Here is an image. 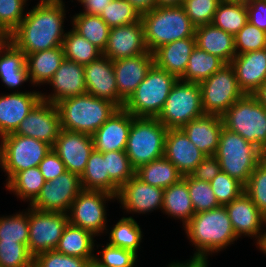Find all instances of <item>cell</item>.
<instances>
[{
    "instance_id": "cell-1",
    "label": "cell",
    "mask_w": 266,
    "mask_h": 267,
    "mask_svg": "<svg viewBox=\"0 0 266 267\" xmlns=\"http://www.w3.org/2000/svg\"><path fill=\"white\" fill-rule=\"evenodd\" d=\"M65 9L63 1H39L26 11L19 26L10 34V41L25 55L62 46L66 35Z\"/></svg>"
},
{
    "instance_id": "cell-2",
    "label": "cell",
    "mask_w": 266,
    "mask_h": 267,
    "mask_svg": "<svg viewBox=\"0 0 266 267\" xmlns=\"http://www.w3.org/2000/svg\"><path fill=\"white\" fill-rule=\"evenodd\" d=\"M186 236L196 251L190 260H207L212 253L226 249L238 237L234 233L225 206L195 213L184 226Z\"/></svg>"
},
{
    "instance_id": "cell-3",
    "label": "cell",
    "mask_w": 266,
    "mask_h": 267,
    "mask_svg": "<svg viewBox=\"0 0 266 267\" xmlns=\"http://www.w3.org/2000/svg\"><path fill=\"white\" fill-rule=\"evenodd\" d=\"M61 129L93 135L119 108L91 94L72 96L56 103Z\"/></svg>"
},
{
    "instance_id": "cell-4",
    "label": "cell",
    "mask_w": 266,
    "mask_h": 267,
    "mask_svg": "<svg viewBox=\"0 0 266 267\" xmlns=\"http://www.w3.org/2000/svg\"><path fill=\"white\" fill-rule=\"evenodd\" d=\"M145 43L153 53L160 46L195 36L196 26L188 18L182 5L157 6L141 14Z\"/></svg>"
},
{
    "instance_id": "cell-5",
    "label": "cell",
    "mask_w": 266,
    "mask_h": 267,
    "mask_svg": "<svg viewBox=\"0 0 266 267\" xmlns=\"http://www.w3.org/2000/svg\"><path fill=\"white\" fill-rule=\"evenodd\" d=\"M214 156L218 159L221 171L236 178L243 185L248 182L251 173L262 161L258 147L225 127L220 132Z\"/></svg>"
},
{
    "instance_id": "cell-6",
    "label": "cell",
    "mask_w": 266,
    "mask_h": 267,
    "mask_svg": "<svg viewBox=\"0 0 266 267\" xmlns=\"http://www.w3.org/2000/svg\"><path fill=\"white\" fill-rule=\"evenodd\" d=\"M177 80L176 76L154 64L123 108L134 117L157 118Z\"/></svg>"
},
{
    "instance_id": "cell-7",
    "label": "cell",
    "mask_w": 266,
    "mask_h": 267,
    "mask_svg": "<svg viewBox=\"0 0 266 267\" xmlns=\"http://www.w3.org/2000/svg\"><path fill=\"white\" fill-rule=\"evenodd\" d=\"M167 131L157 118L135 117L132 120L125 152L135 170L164 157Z\"/></svg>"
},
{
    "instance_id": "cell-8",
    "label": "cell",
    "mask_w": 266,
    "mask_h": 267,
    "mask_svg": "<svg viewBox=\"0 0 266 267\" xmlns=\"http://www.w3.org/2000/svg\"><path fill=\"white\" fill-rule=\"evenodd\" d=\"M221 118L223 127L241 135L260 150L266 143V108L253 95L244 94Z\"/></svg>"
},
{
    "instance_id": "cell-9",
    "label": "cell",
    "mask_w": 266,
    "mask_h": 267,
    "mask_svg": "<svg viewBox=\"0 0 266 267\" xmlns=\"http://www.w3.org/2000/svg\"><path fill=\"white\" fill-rule=\"evenodd\" d=\"M0 167L8 183L19 171L37 167L52 147L32 137L13 133L0 138Z\"/></svg>"
},
{
    "instance_id": "cell-10",
    "label": "cell",
    "mask_w": 266,
    "mask_h": 267,
    "mask_svg": "<svg viewBox=\"0 0 266 267\" xmlns=\"http://www.w3.org/2000/svg\"><path fill=\"white\" fill-rule=\"evenodd\" d=\"M204 114L199 83L178 79L157 119L167 129H180Z\"/></svg>"
},
{
    "instance_id": "cell-11",
    "label": "cell",
    "mask_w": 266,
    "mask_h": 267,
    "mask_svg": "<svg viewBox=\"0 0 266 267\" xmlns=\"http://www.w3.org/2000/svg\"><path fill=\"white\" fill-rule=\"evenodd\" d=\"M202 108L205 114L222 116L244 93L238 86L233 67L224 65L199 83Z\"/></svg>"
},
{
    "instance_id": "cell-12",
    "label": "cell",
    "mask_w": 266,
    "mask_h": 267,
    "mask_svg": "<svg viewBox=\"0 0 266 267\" xmlns=\"http://www.w3.org/2000/svg\"><path fill=\"white\" fill-rule=\"evenodd\" d=\"M116 199V196L94 190H82L72 202L69 209V223L99 236L107 230L106 201Z\"/></svg>"
},
{
    "instance_id": "cell-13",
    "label": "cell",
    "mask_w": 266,
    "mask_h": 267,
    "mask_svg": "<svg viewBox=\"0 0 266 267\" xmlns=\"http://www.w3.org/2000/svg\"><path fill=\"white\" fill-rule=\"evenodd\" d=\"M68 223V214L29 207L30 254L35 258L40 253L55 250Z\"/></svg>"
},
{
    "instance_id": "cell-14",
    "label": "cell",
    "mask_w": 266,
    "mask_h": 267,
    "mask_svg": "<svg viewBox=\"0 0 266 267\" xmlns=\"http://www.w3.org/2000/svg\"><path fill=\"white\" fill-rule=\"evenodd\" d=\"M80 176L66 171L51 181H46L30 207L45 212L67 214L72 202L82 191Z\"/></svg>"
},
{
    "instance_id": "cell-15",
    "label": "cell",
    "mask_w": 266,
    "mask_h": 267,
    "mask_svg": "<svg viewBox=\"0 0 266 267\" xmlns=\"http://www.w3.org/2000/svg\"><path fill=\"white\" fill-rule=\"evenodd\" d=\"M60 130V114L56 104L41 99L14 133L32 137L53 147Z\"/></svg>"
},
{
    "instance_id": "cell-16",
    "label": "cell",
    "mask_w": 266,
    "mask_h": 267,
    "mask_svg": "<svg viewBox=\"0 0 266 267\" xmlns=\"http://www.w3.org/2000/svg\"><path fill=\"white\" fill-rule=\"evenodd\" d=\"M52 149L67 171L81 176L94 145L91 135L61 129Z\"/></svg>"
},
{
    "instance_id": "cell-17",
    "label": "cell",
    "mask_w": 266,
    "mask_h": 267,
    "mask_svg": "<svg viewBox=\"0 0 266 267\" xmlns=\"http://www.w3.org/2000/svg\"><path fill=\"white\" fill-rule=\"evenodd\" d=\"M163 192L164 189L151 186L134 175L120 188L116 199L126 212L145 214L162 209Z\"/></svg>"
},
{
    "instance_id": "cell-18",
    "label": "cell",
    "mask_w": 266,
    "mask_h": 267,
    "mask_svg": "<svg viewBox=\"0 0 266 267\" xmlns=\"http://www.w3.org/2000/svg\"><path fill=\"white\" fill-rule=\"evenodd\" d=\"M86 92L99 99L114 103L123 108L119 99L113 61L101 55L96 60L84 66Z\"/></svg>"
},
{
    "instance_id": "cell-19",
    "label": "cell",
    "mask_w": 266,
    "mask_h": 267,
    "mask_svg": "<svg viewBox=\"0 0 266 267\" xmlns=\"http://www.w3.org/2000/svg\"><path fill=\"white\" fill-rule=\"evenodd\" d=\"M225 208L236 236L240 238L244 234L243 236L256 238L257 244L265 233L262 227L266 226V217L250 197L242 192L236 199L225 205Z\"/></svg>"
},
{
    "instance_id": "cell-20",
    "label": "cell",
    "mask_w": 266,
    "mask_h": 267,
    "mask_svg": "<svg viewBox=\"0 0 266 267\" xmlns=\"http://www.w3.org/2000/svg\"><path fill=\"white\" fill-rule=\"evenodd\" d=\"M148 52L143 22L140 20L133 24L110 28L108 43L103 55L115 61Z\"/></svg>"
},
{
    "instance_id": "cell-21",
    "label": "cell",
    "mask_w": 266,
    "mask_h": 267,
    "mask_svg": "<svg viewBox=\"0 0 266 267\" xmlns=\"http://www.w3.org/2000/svg\"><path fill=\"white\" fill-rule=\"evenodd\" d=\"M154 65L151 52L113 61L119 99L125 103Z\"/></svg>"
},
{
    "instance_id": "cell-22",
    "label": "cell",
    "mask_w": 266,
    "mask_h": 267,
    "mask_svg": "<svg viewBox=\"0 0 266 267\" xmlns=\"http://www.w3.org/2000/svg\"><path fill=\"white\" fill-rule=\"evenodd\" d=\"M40 100L41 91L36 90L0 95V138L15 132Z\"/></svg>"
},
{
    "instance_id": "cell-23",
    "label": "cell",
    "mask_w": 266,
    "mask_h": 267,
    "mask_svg": "<svg viewBox=\"0 0 266 267\" xmlns=\"http://www.w3.org/2000/svg\"><path fill=\"white\" fill-rule=\"evenodd\" d=\"M135 117L119 108L92 135L94 150L98 152L125 150L132 120Z\"/></svg>"
},
{
    "instance_id": "cell-24",
    "label": "cell",
    "mask_w": 266,
    "mask_h": 267,
    "mask_svg": "<svg viewBox=\"0 0 266 267\" xmlns=\"http://www.w3.org/2000/svg\"><path fill=\"white\" fill-rule=\"evenodd\" d=\"M47 84L54 88V92L49 95L41 93V99L53 104L68 97L85 94L84 66L64 59Z\"/></svg>"
},
{
    "instance_id": "cell-25",
    "label": "cell",
    "mask_w": 266,
    "mask_h": 267,
    "mask_svg": "<svg viewBox=\"0 0 266 267\" xmlns=\"http://www.w3.org/2000/svg\"><path fill=\"white\" fill-rule=\"evenodd\" d=\"M164 156L176 166L182 176L190 175L206 157L181 128L168 129Z\"/></svg>"
},
{
    "instance_id": "cell-26",
    "label": "cell",
    "mask_w": 266,
    "mask_h": 267,
    "mask_svg": "<svg viewBox=\"0 0 266 267\" xmlns=\"http://www.w3.org/2000/svg\"><path fill=\"white\" fill-rule=\"evenodd\" d=\"M230 65L241 91L252 95L266 80V48L237 54Z\"/></svg>"
},
{
    "instance_id": "cell-27",
    "label": "cell",
    "mask_w": 266,
    "mask_h": 267,
    "mask_svg": "<svg viewBox=\"0 0 266 267\" xmlns=\"http://www.w3.org/2000/svg\"><path fill=\"white\" fill-rule=\"evenodd\" d=\"M222 128L223 121L220 116L204 114L191 120L181 129L202 153L211 156L217 150Z\"/></svg>"
},
{
    "instance_id": "cell-28",
    "label": "cell",
    "mask_w": 266,
    "mask_h": 267,
    "mask_svg": "<svg viewBox=\"0 0 266 267\" xmlns=\"http://www.w3.org/2000/svg\"><path fill=\"white\" fill-rule=\"evenodd\" d=\"M195 47V36L160 46L153 52L154 64L180 79L186 71L189 57Z\"/></svg>"
},
{
    "instance_id": "cell-29",
    "label": "cell",
    "mask_w": 266,
    "mask_h": 267,
    "mask_svg": "<svg viewBox=\"0 0 266 267\" xmlns=\"http://www.w3.org/2000/svg\"><path fill=\"white\" fill-rule=\"evenodd\" d=\"M196 46L207 53L218 56L230 64L236 56L234 35L225 32L212 23L200 25L195 30Z\"/></svg>"
},
{
    "instance_id": "cell-30",
    "label": "cell",
    "mask_w": 266,
    "mask_h": 267,
    "mask_svg": "<svg viewBox=\"0 0 266 267\" xmlns=\"http://www.w3.org/2000/svg\"><path fill=\"white\" fill-rule=\"evenodd\" d=\"M0 78L9 89H16L28 82L26 55L11 41L0 44Z\"/></svg>"
},
{
    "instance_id": "cell-31",
    "label": "cell",
    "mask_w": 266,
    "mask_h": 267,
    "mask_svg": "<svg viewBox=\"0 0 266 267\" xmlns=\"http://www.w3.org/2000/svg\"><path fill=\"white\" fill-rule=\"evenodd\" d=\"M65 59L63 47L37 51L26 55V66L32 85L47 84Z\"/></svg>"
},
{
    "instance_id": "cell-32",
    "label": "cell",
    "mask_w": 266,
    "mask_h": 267,
    "mask_svg": "<svg viewBox=\"0 0 266 267\" xmlns=\"http://www.w3.org/2000/svg\"><path fill=\"white\" fill-rule=\"evenodd\" d=\"M162 212L182 221L183 227L194 216V207L187 187V175L164 189Z\"/></svg>"
},
{
    "instance_id": "cell-33",
    "label": "cell",
    "mask_w": 266,
    "mask_h": 267,
    "mask_svg": "<svg viewBox=\"0 0 266 267\" xmlns=\"http://www.w3.org/2000/svg\"><path fill=\"white\" fill-rule=\"evenodd\" d=\"M94 237L91 232L68 223L55 250L64 255L94 261Z\"/></svg>"
},
{
    "instance_id": "cell-34",
    "label": "cell",
    "mask_w": 266,
    "mask_h": 267,
    "mask_svg": "<svg viewBox=\"0 0 266 267\" xmlns=\"http://www.w3.org/2000/svg\"><path fill=\"white\" fill-rule=\"evenodd\" d=\"M83 190L104 191L117 197L120 188L109 178L102 152L93 150L80 176Z\"/></svg>"
},
{
    "instance_id": "cell-35",
    "label": "cell",
    "mask_w": 266,
    "mask_h": 267,
    "mask_svg": "<svg viewBox=\"0 0 266 267\" xmlns=\"http://www.w3.org/2000/svg\"><path fill=\"white\" fill-rule=\"evenodd\" d=\"M135 175L145 183L165 189L177 183L183 176L165 156L140 166Z\"/></svg>"
},
{
    "instance_id": "cell-36",
    "label": "cell",
    "mask_w": 266,
    "mask_h": 267,
    "mask_svg": "<svg viewBox=\"0 0 266 267\" xmlns=\"http://www.w3.org/2000/svg\"><path fill=\"white\" fill-rule=\"evenodd\" d=\"M72 19V28L102 52L106 49L110 27L99 15H90L83 12L75 14Z\"/></svg>"
},
{
    "instance_id": "cell-37",
    "label": "cell",
    "mask_w": 266,
    "mask_h": 267,
    "mask_svg": "<svg viewBox=\"0 0 266 267\" xmlns=\"http://www.w3.org/2000/svg\"><path fill=\"white\" fill-rule=\"evenodd\" d=\"M226 63L218 56L207 53L197 46L189 57V62L180 80L200 83L220 70Z\"/></svg>"
},
{
    "instance_id": "cell-38",
    "label": "cell",
    "mask_w": 266,
    "mask_h": 267,
    "mask_svg": "<svg viewBox=\"0 0 266 267\" xmlns=\"http://www.w3.org/2000/svg\"><path fill=\"white\" fill-rule=\"evenodd\" d=\"M46 180L37 167L19 171L8 183L6 188L14 193L17 198L29 201L31 204L38 196Z\"/></svg>"
},
{
    "instance_id": "cell-39",
    "label": "cell",
    "mask_w": 266,
    "mask_h": 267,
    "mask_svg": "<svg viewBox=\"0 0 266 267\" xmlns=\"http://www.w3.org/2000/svg\"><path fill=\"white\" fill-rule=\"evenodd\" d=\"M65 59L80 65H88L103 55V52L73 28L66 32L62 43Z\"/></svg>"
},
{
    "instance_id": "cell-40",
    "label": "cell",
    "mask_w": 266,
    "mask_h": 267,
    "mask_svg": "<svg viewBox=\"0 0 266 267\" xmlns=\"http://www.w3.org/2000/svg\"><path fill=\"white\" fill-rule=\"evenodd\" d=\"M248 22L247 6L243 3L221 1L212 24L227 33L236 35Z\"/></svg>"
},
{
    "instance_id": "cell-41",
    "label": "cell",
    "mask_w": 266,
    "mask_h": 267,
    "mask_svg": "<svg viewBox=\"0 0 266 267\" xmlns=\"http://www.w3.org/2000/svg\"><path fill=\"white\" fill-rule=\"evenodd\" d=\"M109 231V243L112 246L120 247L138 253L142 231L132 216L122 217Z\"/></svg>"
},
{
    "instance_id": "cell-42",
    "label": "cell",
    "mask_w": 266,
    "mask_h": 267,
    "mask_svg": "<svg viewBox=\"0 0 266 267\" xmlns=\"http://www.w3.org/2000/svg\"><path fill=\"white\" fill-rule=\"evenodd\" d=\"M27 211L0 217V242H18L28 246L29 208Z\"/></svg>"
},
{
    "instance_id": "cell-43",
    "label": "cell",
    "mask_w": 266,
    "mask_h": 267,
    "mask_svg": "<svg viewBox=\"0 0 266 267\" xmlns=\"http://www.w3.org/2000/svg\"><path fill=\"white\" fill-rule=\"evenodd\" d=\"M99 16L110 28L133 24L141 20V13L127 0H111Z\"/></svg>"
},
{
    "instance_id": "cell-44",
    "label": "cell",
    "mask_w": 266,
    "mask_h": 267,
    "mask_svg": "<svg viewBox=\"0 0 266 267\" xmlns=\"http://www.w3.org/2000/svg\"><path fill=\"white\" fill-rule=\"evenodd\" d=\"M103 157L106 160L109 178L119 188L135 175V169L131 165L125 150L105 152Z\"/></svg>"
},
{
    "instance_id": "cell-45",
    "label": "cell",
    "mask_w": 266,
    "mask_h": 267,
    "mask_svg": "<svg viewBox=\"0 0 266 267\" xmlns=\"http://www.w3.org/2000/svg\"><path fill=\"white\" fill-rule=\"evenodd\" d=\"M187 187L195 213L209 211L220 206L210 182L197 180L187 175Z\"/></svg>"
},
{
    "instance_id": "cell-46",
    "label": "cell",
    "mask_w": 266,
    "mask_h": 267,
    "mask_svg": "<svg viewBox=\"0 0 266 267\" xmlns=\"http://www.w3.org/2000/svg\"><path fill=\"white\" fill-rule=\"evenodd\" d=\"M101 254L95 255L93 267H134L137 262V254L120 247L112 246L109 243L98 251ZM99 257V258H98Z\"/></svg>"
},
{
    "instance_id": "cell-47",
    "label": "cell",
    "mask_w": 266,
    "mask_h": 267,
    "mask_svg": "<svg viewBox=\"0 0 266 267\" xmlns=\"http://www.w3.org/2000/svg\"><path fill=\"white\" fill-rule=\"evenodd\" d=\"M244 192L266 217V161H261L251 173Z\"/></svg>"
},
{
    "instance_id": "cell-48",
    "label": "cell",
    "mask_w": 266,
    "mask_h": 267,
    "mask_svg": "<svg viewBox=\"0 0 266 267\" xmlns=\"http://www.w3.org/2000/svg\"><path fill=\"white\" fill-rule=\"evenodd\" d=\"M0 267H34V257L27 245L0 242Z\"/></svg>"
},
{
    "instance_id": "cell-49",
    "label": "cell",
    "mask_w": 266,
    "mask_h": 267,
    "mask_svg": "<svg viewBox=\"0 0 266 267\" xmlns=\"http://www.w3.org/2000/svg\"><path fill=\"white\" fill-rule=\"evenodd\" d=\"M216 200L219 205L225 206L236 199L244 192V185L236 178L230 177L223 171H220L212 181H210Z\"/></svg>"
},
{
    "instance_id": "cell-50",
    "label": "cell",
    "mask_w": 266,
    "mask_h": 267,
    "mask_svg": "<svg viewBox=\"0 0 266 267\" xmlns=\"http://www.w3.org/2000/svg\"><path fill=\"white\" fill-rule=\"evenodd\" d=\"M236 55L266 48V32L247 22L234 35Z\"/></svg>"
},
{
    "instance_id": "cell-51",
    "label": "cell",
    "mask_w": 266,
    "mask_h": 267,
    "mask_svg": "<svg viewBox=\"0 0 266 267\" xmlns=\"http://www.w3.org/2000/svg\"><path fill=\"white\" fill-rule=\"evenodd\" d=\"M222 0H184V7L188 18L197 27L212 23L214 14Z\"/></svg>"
},
{
    "instance_id": "cell-52",
    "label": "cell",
    "mask_w": 266,
    "mask_h": 267,
    "mask_svg": "<svg viewBox=\"0 0 266 267\" xmlns=\"http://www.w3.org/2000/svg\"><path fill=\"white\" fill-rule=\"evenodd\" d=\"M28 0H0V25L10 35L27 13L24 7Z\"/></svg>"
},
{
    "instance_id": "cell-53",
    "label": "cell",
    "mask_w": 266,
    "mask_h": 267,
    "mask_svg": "<svg viewBox=\"0 0 266 267\" xmlns=\"http://www.w3.org/2000/svg\"><path fill=\"white\" fill-rule=\"evenodd\" d=\"M93 262L50 250L40 253L34 258V267H93Z\"/></svg>"
},
{
    "instance_id": "cell-54",
    "label": "cell",
    "mask_w": 266,
    "mask_h": 267,
    "mask_svg": "<svg viewBox=\"0 0 266 267\" xmlns=\"http://www.w3.org/2000/svg\"><path fill=\"white\" fill-rule=\"evenodd\" d=\"M38 168L46 181H51L67 171L64 163L53 149L43 158Z\"/></svg>"
},
{
    "instance_id": "cell-55",
    "label": "cell",
    "mask_w": 266,
    "mask_h": 267,
    "mask_svg": "<svg viewBox=\"0 0 266 267\" xmlns=\"http://www.w3.org/2000/svg\"><path fill=\"white\" fill-rule=\"evenodd\" d=\"M221 171L218 159L214 156H206L190 174L197 180L210 182Z\"/></svg>"
},
{
    "instance_id": "cell-56",
    "label": "cell",
    "mask_w": 266,
    "mask_h": 267,
    "mask_svg": "<svg viewBox=\"0 0 266 267\" xmlns=\"http://www.w3.org/2000/svg\"><path fill=\"white\" fill-rule=\"evenodd\" d=\"M246 6L248 22L266 32V0H250Z\"/></svg>"
},
{
    "instance_id": "cell-57",
    "label": "cell",
    "mask_w": 266,
    "mask_h": 267,
    "mask_svg": "<svg viewBox=\"0 0 266 267\" xmlns=\"http://www.w3.org/2000/svg\"><path fill=\"white\" fill-rule=\"evenodd\" d=\"M111 0H83V13L90 15H100L103 9L109 4Z\"/></svg>"
},
{
    "instance_id": "cell-58",
    "label": "cell",
    "mask_w": 266,
    "mask_h": 267,
    "mask_svg": "<svg viewBox=\"0 0 266 267\" xmlns=\"http://www.w3.org/2000/svg\"><path fill=\"white\" fill-rule=\"evenodd\" d=\"M127 1L130 2L133 5V7L141 14L157 7L156 0H127Z\"/></svg>"
},
{
    "instance_id": "cell-59",
    "label": "cell",
    "mask_w": 266,
    "mask_h": 267,
    "mask_svg": "<svg viewBox=\"0 0 266 267\" xmlns=\"http://www.w3.org/2000/svg\"><path fill=\"white\" fill-rule=\"evenodd\" d=\"M168 267H208V260H188L184 263L173 262Z\"/></svg>"
},
{
    "instance_id": "cell-60",
    "label": "cell",
    "mask_w": 266,
    "mask_h": 267,
    "mask_svg": "<svg viewBox=\"0 0 266 267\" xmlns=\"http://www.w3.org/2000/svg\"><path fill=\"white\" fill-rule=\"evenodd\" d=\"M266 108V80L252 94Z\"/></svg>"
},
{
    "instance_id": "cell-61",
    "label": "cell",
    "mask_w": 266,
    "mask_h": 267,
    "mask_svg": "<svg viewBox=\"0 0 266 267\" xmlns=\"http://www.w3.org/2000/svg\"><path fill=\"white\" fill-rule=\"evenodd\" d=\"M157 6H180L184 0H156Z\"/></svg>"
},
{
    "instance_id": "cell-62",
    "label": "cell",
    "mask_w": 266,
    "mask_h": 267,
    "mask_svg": "<svg viewBox=\"0 0 266 267\" xmlns=\"http://www.w3.org/2000/svg\"><path fill=\"white\" fill-rule=\"evenodd\" d=\"M10 41V35L0 25V44Z\"/></svg>"
},
{
    "instance_id": "cell-63",
    "label": "cell",
    "mask_w": 266,
    "mask_h": 267,
    "mask_svg": "<svg viewBox=\"0 0 266 267\" xmlns=\"http://www.w3.org/2000/svg\"><path fill=\"white\" fill-rule=\"evenodd\" d=\"M259 250L266 254V231L262 236L261 240L257 243Z\"/></svg>"
},
{
    "instance_id": "cell-64",
    "label": "cell",
    "mask_w": 266,
    "mask_h": 267,
    "mask_svg": "<svg viewBox=\"0 0 266 267\" xmlns=\"http://www.w3.org/2000/svg\"><path fill=\"white\" fill-rule=\"evenodd\" d=\"M261 160L266 161V143L260 150Z\"/></svg>"
},
{
    "instance_id": "cell-65",
    "label": "cell",
    "mask_w": 266,
    "mask_h": 267,
    "mask_svg": "<svg viewBox=\"0 0 266 267\" xmlns=\"http://www.w3.org/2000/svg\"><path fill=\"white\" fill-rule=\"evenodd\" d=\"M225 2H234V3H243V4H248L250 0H222Z\"/></svg>"
},
{
    "instance_id": "cell-66",
    "label": "cell",
    "mask_w": 266,
    "mask_h": 267,
    "mask_svg": "<svg viewBox=\"0 0 266 267\" xmlns=\"http://www.w3.org/2000/svg\"><path fill=\"white\" fill-rule=\"evenodd\" d=\"M63 0H40V2H62Z\"/></svg>"
}]
</instances>
